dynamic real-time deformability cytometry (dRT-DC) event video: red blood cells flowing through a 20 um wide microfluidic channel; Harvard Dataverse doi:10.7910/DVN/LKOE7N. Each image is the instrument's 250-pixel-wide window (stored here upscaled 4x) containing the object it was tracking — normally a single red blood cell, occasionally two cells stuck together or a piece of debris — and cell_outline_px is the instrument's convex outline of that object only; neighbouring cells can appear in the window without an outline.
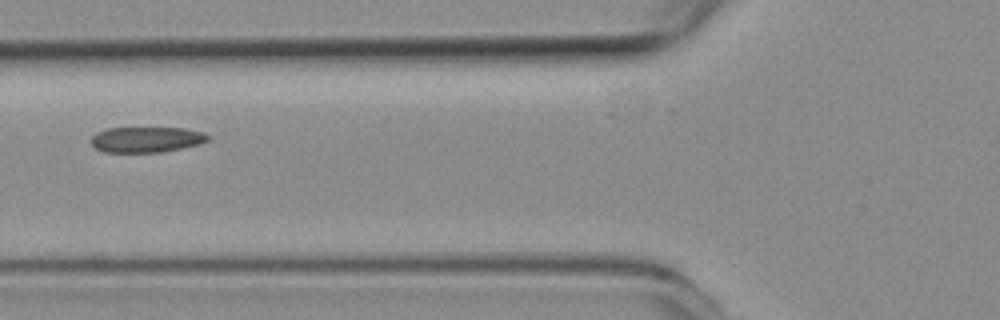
{"species": "common noctule bat (a hibernating species)", "species_latin": "Nyctalus noctula", "temperature_condition": "room temperature", "stored_images_in_passage": 6, "camera_frame_rate_fps": 3000, "um_per_image_px": 0.085, "animal": {"sex": "female", "body_mass_g": 19.3, "forearm_length_mm": 54.1}, "frame": {"image": 1, "passage_image": 6, "time_ms": 1.667, "image_size_px": [1000, 320], "cell_outline_px": [[212, 136], [208, 140], [200, 144], [160, 152], [104, 152], [96, 148], [92, 144], [92, 136], [96, 132], [108, 128], [184, 128], [204, 132]], "centroid_in_image_um": [12.47, 11.85], "position_along_channel_um": 113.3, "area_um2": 17.4}}